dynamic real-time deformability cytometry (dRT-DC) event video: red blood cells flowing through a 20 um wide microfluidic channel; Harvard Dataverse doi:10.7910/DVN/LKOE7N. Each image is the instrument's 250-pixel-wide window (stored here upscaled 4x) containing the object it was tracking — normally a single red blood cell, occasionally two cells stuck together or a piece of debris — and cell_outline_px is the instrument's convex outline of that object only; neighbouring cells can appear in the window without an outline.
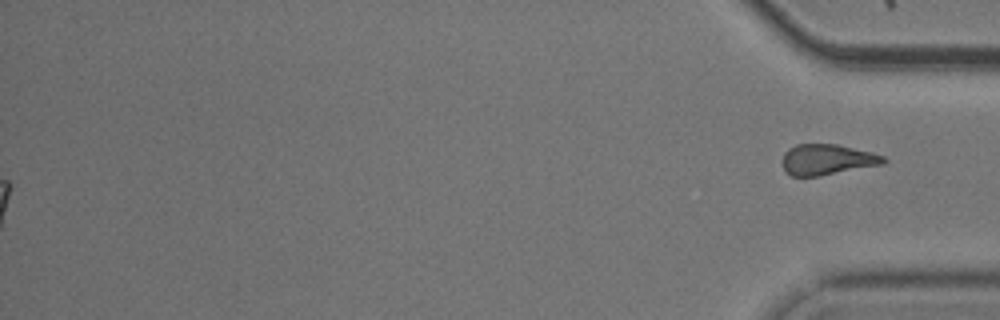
{"species": "common noctule bat (a hibernating species)", "species_latin": "Nyctalus noctula", "temperature_condition": "cold", "stored_images_in_passage": 51, "segment_of_instrument_passage": [2, 2], "camera_frame_rate_fps": 3000, "um_per_image_px": 0.085, "animal": {"sex": "male", "body_mass_g": 20.5, "forearm_length_mm": 52.5}, "frame": {"image": 1, "passage_image": 51, "time_ms": 16.667, "image_size_px": [1000, 320], "cell_outline_px": [[888, 160], [884, 164], [820, 176], [792, 176], [784, 172], [784, 152], [788, 148], [796, 144], [836, 144], [872, 152], [884, 156]], "centroid_in_image_um": [70.33, 13.56], "position_along_channel_um": 364.9, "area_um2": 18.15}}